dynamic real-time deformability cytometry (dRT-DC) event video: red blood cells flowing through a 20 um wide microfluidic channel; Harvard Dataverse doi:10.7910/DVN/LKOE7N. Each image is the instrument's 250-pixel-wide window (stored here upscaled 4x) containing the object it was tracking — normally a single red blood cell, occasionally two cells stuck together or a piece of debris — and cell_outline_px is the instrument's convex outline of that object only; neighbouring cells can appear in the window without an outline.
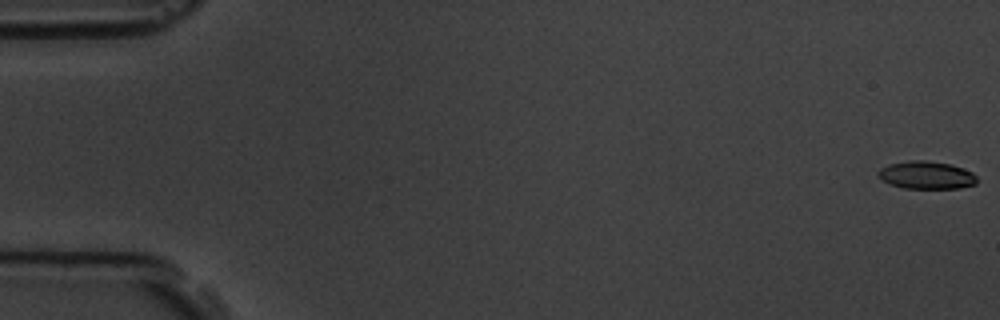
{"species": "common noctule bat (a hibernating species)", "species_latin": "Nyctalus noctula", "temperature_condition": "room temperature", "stored_images_in_passage": 6, "camera_frame_rate_fps": 3000, "um_per_image_px": 0.085, "animal": {"sex": "male", "body_mass_g": 19.5, "forearm_length_mm": 54.6}, "frame": {"image": 1, "passage_image": 1, "time_ms": 0.0, "image_size_px": [1000, 320], "cell_outline_px": [[976, 184], [960, 188], [904, 188], [892, 184], [884, 180], [876, 172], [880, 168], [888, 164], [908, 160], [928, 160], [952, 164], [964, 168], [972, 172], [976, 176]], "centroid_in_image_um": [78.77, 14.86], "position_along_channel_um": 6.2, "area_um2": 16.01}}
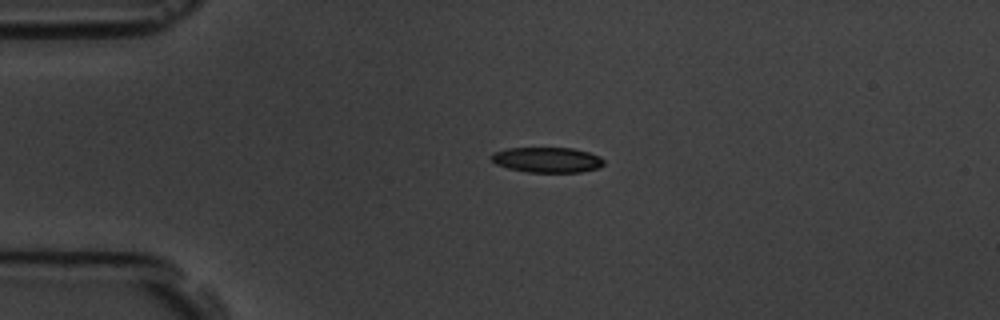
{"frame": {"image": 2, "passage_image": 5, "time_ms": 4.333, "image_size_px": [1000, 320], "cell_outline_px": [[604, 164], [600, 168], [580, 172], [528, 172], [508, 168], [496, 164], [492, 160], [492, 152], [508, 148], [572, 148], [588, 152], [600, 156], [604, 160]], "centroid_in_image_um": [46.53, 13.59], "position_along_channel_um": 38.5, "area_um2": 16.59}}